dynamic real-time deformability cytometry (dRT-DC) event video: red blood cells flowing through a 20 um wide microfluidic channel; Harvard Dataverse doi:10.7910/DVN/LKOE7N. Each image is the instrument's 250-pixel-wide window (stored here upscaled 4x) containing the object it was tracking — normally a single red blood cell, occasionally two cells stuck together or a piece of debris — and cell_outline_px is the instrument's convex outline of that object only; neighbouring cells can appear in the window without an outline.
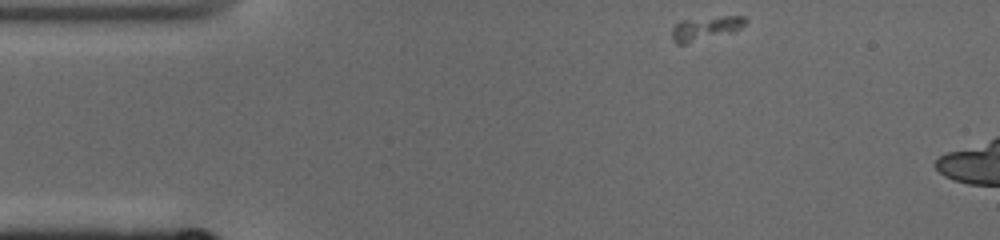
{"species": "common noctule bat (a hibernating species)", "species_latin": "Nyctalus noctula", "temperature_condition": "cold", "stored_images_in_passage": 5, "camera_frame_rate_fps": 3000, "um_per_image_px": 0.085, "animal": {"sex": "male", "body_mass_g": 19.0, "forearm_length_mm": 50.8}, "frame": {"image": 1, "passage_image": 1, "time_ms": 0.0, "image_size_px": [1000, 240], "cell_outline_px": [[748, 20], [740, 28], [732, 32], [684, 44], [676, 44], [672, 40], [672, 28], [680, 20], [724, 16], [744, 16]], "centroid_in_image_um": [59.95, 2.4], "position_along_channel_um": 25.0, "area_um2": 10.12}}